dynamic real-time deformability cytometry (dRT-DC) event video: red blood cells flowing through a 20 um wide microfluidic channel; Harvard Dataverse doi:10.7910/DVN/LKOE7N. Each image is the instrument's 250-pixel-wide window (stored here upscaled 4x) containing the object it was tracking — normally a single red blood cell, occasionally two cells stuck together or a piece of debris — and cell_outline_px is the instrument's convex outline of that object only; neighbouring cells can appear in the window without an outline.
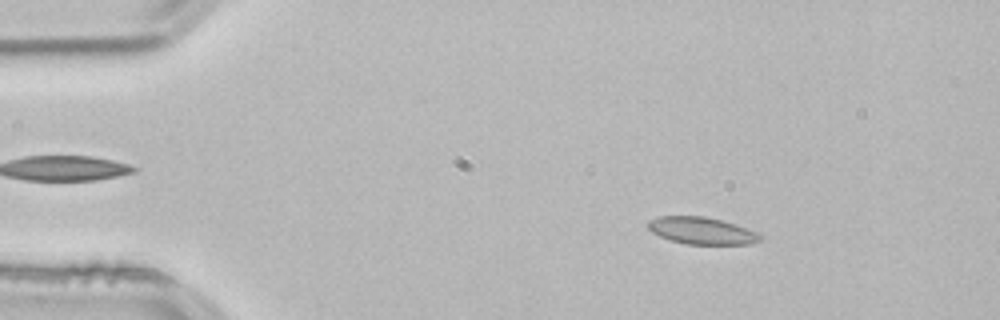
{"species": "common noctule bat (a hibernating species)", "species_latin": "Nyctalus noctula", "temperature_condition": "room temperature", "stored_images_in_passage": 53, "camera_frame_rate_fps": 3000, "um_per_image_px": 0.085, "animal": {"sex": "male", "body_mass_g": 21.5, "forearm_length_mm": 52.0}, "frame": {"image": 1, "passage_image": 8, "time_ms": 2.333, "image_size_px": [1000, 320], "cell_outline_px": [[764, 236], [760, 240], [748, 244], [688, 244], [672, 240], [660, 236], [652, 232], [648, 228], [648, 220], [660, 216], [704, 216], [736, 224], [760, 232]], "centroid_in_image_um": [59.69, 19.6], "position_along_channel_um": 25.3, "area_um2": 17.69}}
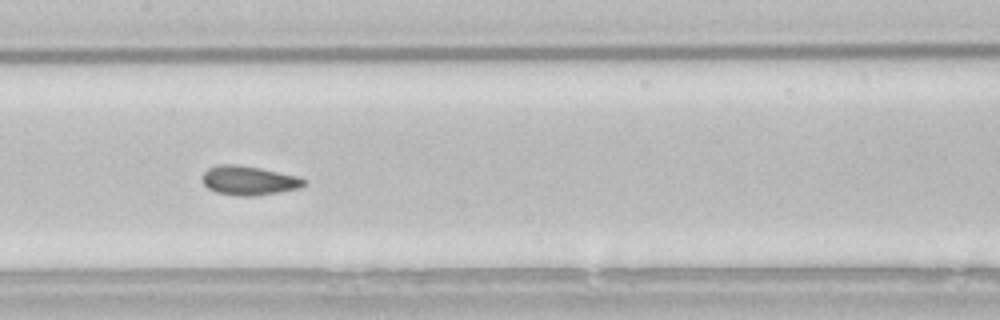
{"frame": {"image": 2, "passage_image": 26, "time_ms": 8.333, "image_size_px": [1000, 320], "cell_outline_px": [[304, 184], [300, 188], [280, 192], [256, 196], [236, 196], [216, 192], [208, 188], [204, 184], [200, 176], [208, 168], [220, 164], [236, 164], [260, 168], [300, 176], [304, 180]], "centroid_in_image_um": [21.13, 15.34], "position_along_channel_um": 186.3, "area_um2": 17.46}}
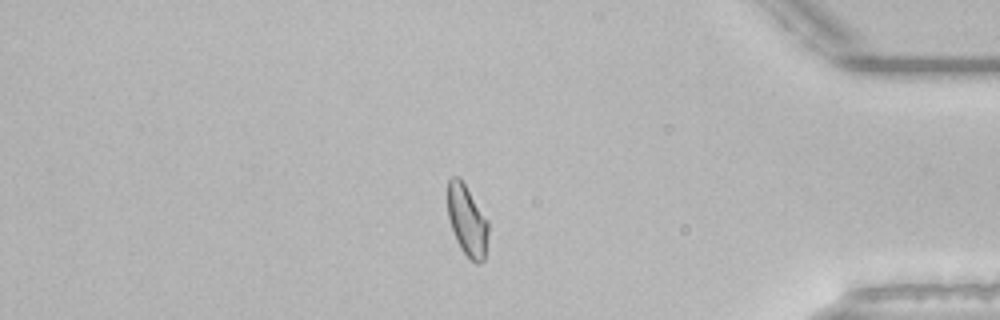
{"frame": {"image": 3, "passage_image": 45, "time_ms": 14.667, "image_size_px": [1000, 320], "cell_outline_px": [[488, 232], [484, 260], [480, 264], [476, 264], [460, 248], [456, 240], [448, 216], [448, 180], [452, 176], [460, 176], [488, 220]], "centroid_in_image_um": [39.71, 18.73], "position_along_channel_um": 395.5, "area_um2": 16.76}, "authors_computed_cell_mechanics": {"area_um2": 17.4556, "velocity_mm_per_s": 3.8102, "shape_relaxation_time_tau1_ms": 4.1086, "shape_relaxation_time_tau2_ms": 0.867, "deformation_change_tau1": 0.1007, "deformation_change_tau2": 0.0493}}